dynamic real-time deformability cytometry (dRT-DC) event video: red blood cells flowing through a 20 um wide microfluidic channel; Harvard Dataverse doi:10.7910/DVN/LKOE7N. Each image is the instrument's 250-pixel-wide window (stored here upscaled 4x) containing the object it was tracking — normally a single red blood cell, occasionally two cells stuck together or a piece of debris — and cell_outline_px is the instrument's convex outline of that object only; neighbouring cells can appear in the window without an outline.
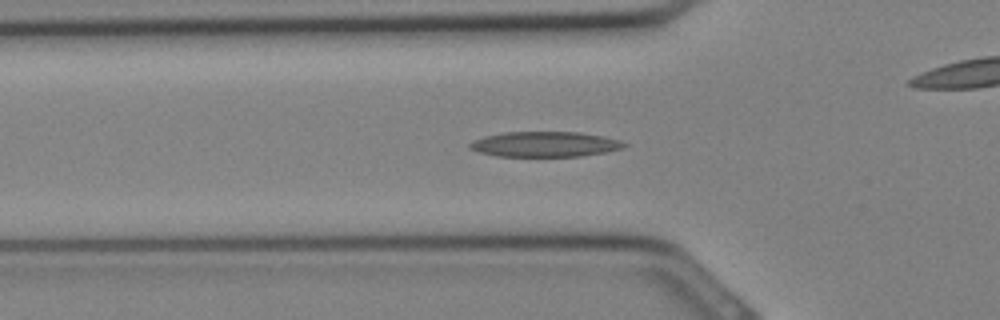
{"species": "Egyptian fruit bat (a non-hibernating species)", "species_latin": "Rousettus aegyptiacus", "temperature_condition": "cold", "stored_images_in_passage": 21, "camera_frame_rate_fps": 3000, "um_per_image_px": 0.085, "animal": {"sex": "female"}, "frame": {"image": 1, "passage_image": 5, "time_ms": 1.333, "image_size_px": [1000, 320], "cell_outline_px": [[628, 144], [624, 148], [604, 152], [580, 156], [496, 156], [480, 152], [468, 148], [468, 144], [484, 136], [504, 132], [580, 132], [604, 136], [620, 140]], "centroid_in_image_um": [46.33, 12.25], "position_along_channel_um": 79.5, "area_um2": 22.66}}
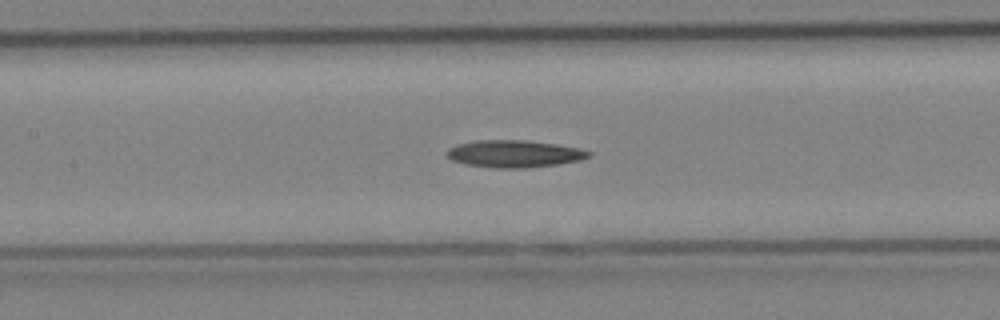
{"frame": {"image": 2, "passage_image": 9, "time_ms": 2.667, "image_size_px": [1000, 320], "cell_outline_px": [[592, 156], [580, 160], [556, 164], [528, 168], [496, 168], [464, 164], [452, 160], [444, 156], [444, 152], [448, 148], [456, 144], [476, 140], [524, 140], [556, 144], [576, 148], [592, 152]], "centroid_in_image_um": [43.64, 13.07], "position_along_channel_um": 163.8, "area_um2": 22.66}}
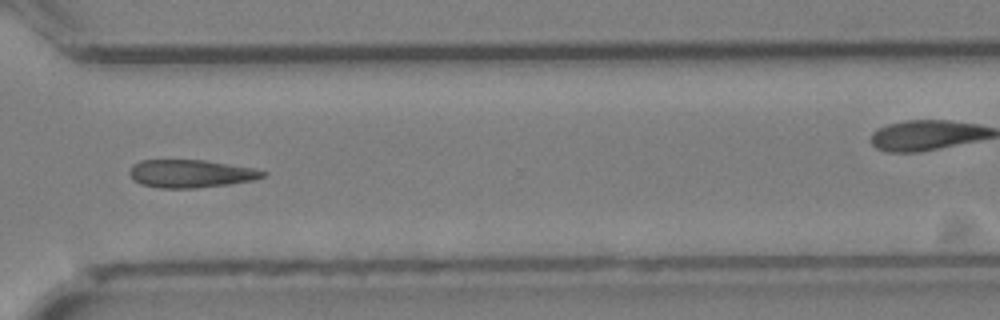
{"frame": {"image": 3, "passage_image": 18, "time_ms": 5.667, "image_size_px": [1000, 320], "cell_outline_px": [[268, 172], [264, 176], [252, 180], [228, 184], [196, 188], [160, 188], [140, 184], [128, 172], [132, 164], [140, 160], [204, 160], [256, 168]], "centroid_in_image_um": [16.22, 14.75], "position_along_channel_um": 354.4, "area_um2": 21.68}}